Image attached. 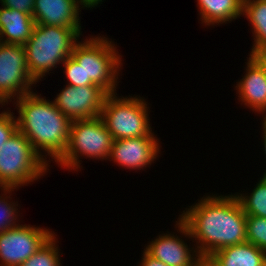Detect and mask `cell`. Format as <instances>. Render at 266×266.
I'll return each instance as SVG.
<instances>
[{
    "instance_id": "cell-16",
    "label": "cell",
    "mask_w": 266,
    "mask_h": 266,
    "mask_svg": "<svg viewBox=\"0 0 266 266\" xmlns=\"http://www.w3.org/2000/svg\"><path fill=\"white\" fill-rule=\"evenodd\" d=\"M196 6L203 26L231 23L243 14V0H197Z\"/></svg>"
},
{
    "instance_id": "cell-27",
    "label": "cell",
    "mask_w": 266,
    "mask_h": 266,
    "mask_svg": "<svg viewBox=\"0 0 266 266\" xmlns=\"http://www.w3.org/2000/svg\"><path fill=\"white\" fill-rule=\"evenodd\" d=\"M199 266H222L212 255L199 256Z\"/></svg>"
},
{
    "instance_id": "cell-26",
    "label": "cell",
    "mask_w": 266,
    "mask_h": 266,
    "mask_svg": "<svg viewBox=\"0 0 266 266\" xmlns=\"http://www.w3.org/2000/svg\"><path fill=\"white\" fill-rule=\"evenodd\" d=\"M142 252H143L141 257L142 259L141 263L138 264L139 266H168L163 262H161L160 260H157L152 256H150L145 250Z\"/></svg>"
},
{
    "instance_id": "cell-13",
    "label": "cell",
    "mask_w": 266,
    "mask_h": 266,
    "mask_svg": "<svg viewBox=\"0 0 266 266\" xmlns=\"http://www.w3.org/2000/svg\"><path fill=\"white\" fill-rule=\"evenodd\" d=\"M246 58L245 74L234 86L238 100L245 108L266 117V72L252 55Z\"/></svg>"
},
{
    "instance_id": "cell-7",
    "label": "cell",
    "mask_w": 266,
    "mask_h": 266,
    "mask_svg": "<svg viewBox=\"0 0 266 266\" xmlns=\"http://www.w3.org/2000/svg\"><path fill=\"white\" fill-rule=\"evenodd\" d=\"M149 110L144 97L113 93L106 96L100 117L114 140L129 139L154 135Z\"/></svg>"
},
{
    "instance_id": "cell-28",
    "label": "cell",
    "mask_w": 266,
    "mask_h": 266,
    "mask_svg": "<svg viewBox=\"0 0 266 266\" xmlns=\"http://www.w3.org/2000/svg\"><path fill=\"white\" fill-rule=\"evenodd\" d=\"M78 6L81 9H89L97 7L99 4H102L103 0H76Z\"/></svg>"
},
{
    "instance_id": "cell-21",
    "label": "cell",
    "mask_w": 266,
    "mask_h": 266,
    "mask_svg": "<svg viewBox=\"0 0 266 266\" xmlns=\"http://www.w3.org/2000/svg\"><path fill=\"white\" fill-rule=\"evenodd\" d=\"M0 233L19 225L18 201H12V191L16 188H0ZM10 200V201H9ZM18 223V224H17Z\"/></svg>"
},
{
    "instance_id": "cell-14",
    "label": "cell",
    "mask_w": 266,
    "mask_h": 266,
    "mask_svg": "<svg viewBox=\"0 0 266 266\" xmlns=\"http://www.w3.org/2000/svg\"><path fill=\"white\" fill-rule=\"evenodd\" d=\"M80 12L76 0H35L32 17L36 24L81 28Z\"/></svg>"
},
{
    "instance_id": "cell-15",
    "label": "cell",
    "mask_w": 266,
    "mask_h": 266,
    "mask_svg": "<svg viewBox=\"0 0 266 266\" xmlns=\"http://www.w3.org/2000/svg\"><path fill=\"white\" fill-rule=\"evenodd\" d=\"M35 25L32 15L5 6L0 8V42L23 46Z\"/></svg>"
},
{
    "instance_id": "cell-25",
    "label": "cell",
    "mask_w": 266,
    "mask_h": 266,
    "mask_svg": "<svg viewBox=\"0 0 266 266\" xmlns=\"http://www.w3.org/2000/svg\"><path fill=\"white\" fill-rule=\"evenodd\" d=\"M35 0H0L1 6L33 15Z\"/></svg>"
},
{
    "instance_id": "cell-3",
    "label": "cell",
    "mask_w": 266,
    "mask_h": 266,
    "mask_svg": "<svg viewBox=\"0 0 266 266\" xmlns=\"http://www.w3.org/2000/svg\"><path fill=\"white\" fill-rule=\"evenodd\" d=\"M81 30L82 28L35 25L32 36L23 47L28 72L37 83L71 56L74 46L83 36Z\"/></svg>"
},
{
    "instance_id": "cell-2",
    "label": "cell",
    "mask_w": 266,
    "mask_h": 266,
    "mask_svg": "<svg viewBox=\"0 0 266 266\" xmlns=\"http://www.w3.org/2000/svg\"><path fill=\"white\" fill-rule=\"evenodd\" d=\"M45 98L31 92L12 103L19 113L15 116L17 130L26 136L34 150L50 164L47 158L56 162L66 151L72 121L59 111L52 100Z\"/></svg>"
},
{
    "instance_id": "cell-9",
    "label": "cell",
    "mask_w": 266,
    "mask_h": 266,
    "mask_svg": "<svg viewBox=\"0 0 266 266\" xmlns=\"http://www.w3.org/2000/svg\"><path fill=\"white\" fill-rule=\"evenodd\" d=\"M55 232L49 228L19 224L0 233V266H19L43 246Z\"/></svg>"
},
{
    "instance_id": "cell-5",
    "label": "cell",
    "mask_w": 266,
    "mask_h": 266,
    "mask_svg": "<svg viewBox=\"0 0 266 266\" xmlns=\"http://www.w3.org/2000/svg\"><path fill=\"white\" fill-rule=\"evenodd\" d=\"M50 165L34 150L19 130L0 149V188L31 185L50 170Z\"/></svg>"
},
{
    "instance_id": "cell-18",
    "label": "cell",
    "mask_w": 266,
    "mask_h": 266,
    "mask_svg": "<svg viewBox=\"0 0 266 266\" xmlns=\"http://www.w3.org/2000/svg\"><path fill=\"white\" fill-rule=\"evenodd\" d=\"M242 16L252 25L254 41L249 55L266 51V0H243Z\"/></svg>"
},
{
    "instance_id": "cell-23",
    "label": "cell",
    "mask_w": 266,
    "mask_h": 266,
    "mask_svg": "<svg viewBox=\"0 0 266 266\" xmlns=\"http://www.w3.org/2000/svg\"><path fill=\"white\" fill-rule=\"evenodd\" d=\"M64 68L63 72L65 73V76L67 78L68 85L71 86H84V72L82 66H79V64L71 57L69 56L63 63Z\"/></svg>"
},
{
    "instance_id": "cell-24",
    "label": "cell",
    "mask_w": 266,
    "mask_h": 266,
    "mask_svg": "<svg viewBox=\"0 0 266 266\" xmlns=\"http://www.w3.org/2000/svg\"><path fill=\"white\" fill-rule=\"evenodd\" d=\"M3 110L0 113V149L3 144L14 134L17 130V121L14 113L9 110Z\"/></svg>"
},
{
    "instance_id": "cell-4",
    "label": "cell",
    "mask_w": 266,
    "mask_h": 266,
    "mask_svg": "<svg viewBox=\"0 0 266 266\" xmlns=\"http://www.w3.org/2000/svg\"><path fill=\"white\" fill-rule=\"evenodd\" d=\"M116 48L115 42L99 35L82 38L74 46L71 57L83 68L84 86L98 85L108 94L117 93L123 59Z\"/></svg>"
},
{
    "instance_id": "cell-19",
    "label": "cell",
    "mask_w": 266,
    "mask_h": 266,
    "mask_svg": "<svg viewBox=\"0 0 266 266\" xmlns=\"http://www.w3.org/2000/svg\"><path fill=\"white\" fill-rule=\"evenodd\" d=\"M246 216L266 218V175H262L251 193L234 194Z\"/></svg>"
},
{
    "instance_id": "cell-31",
    "label": "cell",
    "mask_w": 266,
    "mask_h": 266,
    "mask_svg": "<svg viewBox=\"0 0 266 266\" xmlns=\"http://www.w3.org/2000/svg\"><path fill=\"white\" fill-rule=\"evenodd\" d=\"M0 105L3 107L5 104L0 100Z\"/></svg>"
},
{
    "instance_id": "cell-8",
    "label": "cell",
    "mask_w": 266,
    "mask_h": 266,
    "mask_svg": "<svg viewBox=\"0 0 266 266\" xmlns=\"http://www.w3.org/2000/svg\"><path fill=\"white\" fill-rule=\"evenodd\" d=\"M36 84L28 72L24 47L0 42V100L8 105L34 92Z\"/></svg>"
},
{
    "instance_id": "cell-29",
    "label": "cell",
    "mask_w": 266,
    "mask_h": 266,
    "mask_svg": "<svg viewBox=\"0 0 266 266\" xmlns=\"http://www.w3.org/2000/svg\"><path fill=\"white\" fill-rule=\"evenodd\" d=\"M264 68L266 72V51L252 55Z\"/></svg>"
},
{
    "instance_id": "cell-6",
    "label": "cell",
    "mask_w": 266,
    "mask_h": 266,
    "mask_svg": "<svg viewBox=\"0 0 266 266\" xmlns=\"http://www.w3.org/2000/svg\"><path fill=\"white\" fill-rule=\"evenodd\" d=\"M113 137L100 116L91 119L73 120L68 145L64 154L56 161L58 167L81 169V157L93 160H108ZM79 168V169H78Z\"/></svg>"
},
{
    "instance_id": "cell-20",
    "label": "cell",
    "mask_w": 266,
    "mask_h": 266,
    "mask_svg": "<svg viewBox=\"0 0 266 266\" xmlns=\"http://www.w3.org/2000/svg\"><path fill=\"white\" fill-rule=\"evenodd\" d=\"M56 236L54 234L31 258L19 266H62Z\"/></svg>"
},
{
    "instance_id": "cell-17",
    "label": "cell",
    "mask_w": 266,
    "mask_h": 266,
    "mask_svg": "<svg viewBox=\"0 0 266 266\" xmlns=\"http://www.w3.org/2000/svg\"><path fill=\"white\" fill-rule=\"evenodd\" d=\"M212 256L222 266H266V252L248 241L224 247Z\"/></svg>"
},
{
    "instance_id": "cell-22",
    "label": "cell",
    "mask_w": 266,
    "mask_h": 266,
    "mask_svg": "<svg viewBox=\"0 0 266 266\" xmlns=\"http://www.w3.org/2000/svg\"><path fill=\"white\" fill-rule=\"evenodd\" d=\"M246 240L266 252V218L246 216Z\"/></svg>"
},
{
    "instance_id": "cell-30",
    "label": "cell",
    "mask_w": 266,
    "mask_h": 266,
    "mask_svg": "<svg viewBox=\"0 0 266 266\" xmlns=\"http://www.w3.org/2000/svg\"><path fill=\"white\" fill-rule=\"evenodd\" d=\"M263 119V121H262V136H261V138H263L262 140H264V141H262L263 142V145H264V149H263V151H264V156L266 155V117H263L262 118ZM265 158H266V156H265ZM265 172H264V174L263 175H266V170H264Z\"/></svg>"
},
{
    "instance_id": "cell-11",
    "label": "cell",
    "mask_w": 266,
    "mask_h": 266,
    "mask_svg": "<svg viewBox=\"0 0 266 266\" xmlns=\"http://www.w3.org/2000/svg\"><path fill=\"white\" fill-rule=\"evenodd\" d=\"M107 95L98 85L75 87L66 84L52 102L71 121L91 119L101 115Z\"/></svg>"
},
{
    "instance_id": "cell-1",
    "label": "cell",
    "mask_w": 266,
    "mask_h": 266,
    "mask_svg": "<svg viewBox=\"0 0 266 266\" xmlns=\"http://www.w3.org/2000/svg\"><path fill=\"white\" fill-rule=\"evenodd\" d=\"M188 207L179 218L187 225L192 242H196L199 256L247 241L246 214L234 193L204 195Z\"/></svg>"
},
{
    "instance_id": "cell-10",
    "label": "cell",
    "mask_w": 266,
    "mask_h": 266,
    "mask_svg": "<svg viewBox=\"0 0 266 266\" xmlns=\"http://www.w3.org/2000/svg\"><path fill=\"white\" fill-rule=\"evenodd\" d=\"M175 222V229L177 228L181 238L174 232L172 234L167 231L150 241L144 250L168 266H199V254L196 247H191L190 244L188 246L182 239V237H187L192 240L187 225L180 218Z\"/></svg>"
},
{
    "instance_id": "cell-12",
    "label": "cell",
    "mask_w": 266,
    "mask_h": 266,
    "mask_svg": "<svg viewBox=\"0 0 266 266\" xmlns=\"http://www.w3.org/2000/svg\"><path fill=\"white\" fill-rule=\"evenodd\" d=\"M157 135H146L129 139L114 140L108 160L129 170H143L150 167L160 153ZM111 159V160H110Z\"/></svg>"
}]
</instances>
